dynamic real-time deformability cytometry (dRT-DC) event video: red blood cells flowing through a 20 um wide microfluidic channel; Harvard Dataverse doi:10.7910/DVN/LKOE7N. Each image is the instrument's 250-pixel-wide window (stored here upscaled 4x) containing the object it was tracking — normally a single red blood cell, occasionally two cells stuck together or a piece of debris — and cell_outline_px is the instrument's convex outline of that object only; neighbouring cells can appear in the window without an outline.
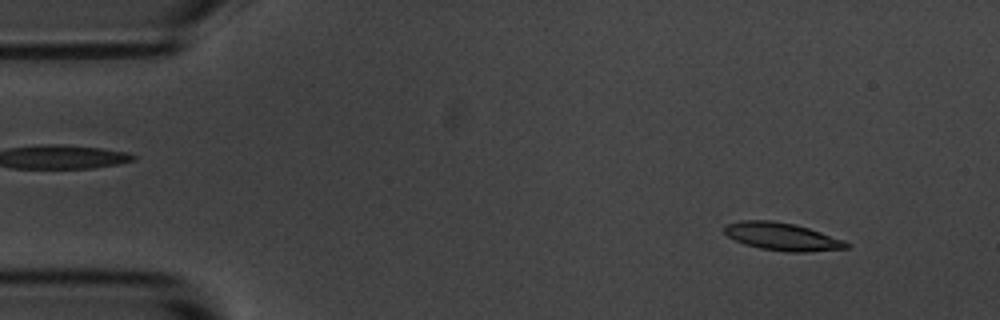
{"species": "common noctule bat (a hibernating species)", "species_latin": "Nyctalus noctula", "temperature_condition": "room temperature", "stored_images_in_passage": 3, "camera_frame_rate_fps": 3000, "um_per_image_px": 0.085, "animal": {"sex": "male", "body_mass_g": 20.1, "forearm_length_mm": 53.5}, "frame": {"image": 1, "passage_image": 1, "time_ms": 0.0, "image_size_px": [1000, 320], "cell_outline_px": [[848, 248], [804, 252], [788, 252], [760, 248], [744, 244], [728, 236], [724, 232], [724, 224], [740, 220], [772, 220], [796, 224], [844, 240], [848, 244]], "centroid_in_image_um": [66.43, 20.1], "position_along_channel_um": 18.6, "area_um2": 19.65}}
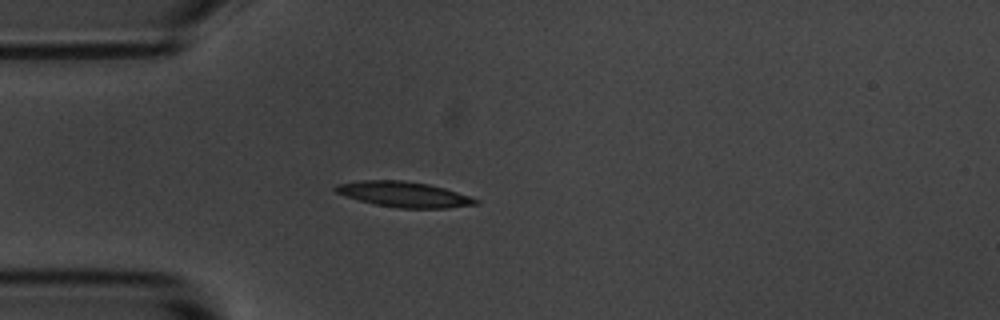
{"frame": {"image": 2, "passage_image": 3, "time_ms": 3.0, "image_size_px": [1000, 320], "cell_outline_px": [[480, 204], [448, 208], [396, 208], [376, 204], [344, 196], [336, 192], [332, 188], [336, 184], [360, 180], [404, 180], [428, 184], [444, 188], [472, 196], [480, 200]], "centroid_in_image_um": [34.36, 16.52], "position_along_channel_um": 50.6, "area_um2": 20.98}}